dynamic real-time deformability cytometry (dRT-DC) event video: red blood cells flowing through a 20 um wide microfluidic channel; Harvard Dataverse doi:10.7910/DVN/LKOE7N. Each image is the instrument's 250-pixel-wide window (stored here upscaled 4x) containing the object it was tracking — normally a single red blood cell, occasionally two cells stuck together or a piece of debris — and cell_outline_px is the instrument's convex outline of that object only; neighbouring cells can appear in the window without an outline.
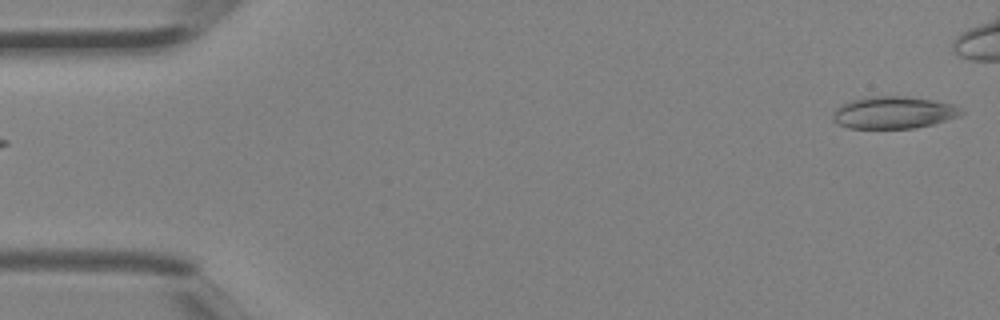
{"species": "Egyptian fruit bat (a non-hibernating species)", "species_latin": "Rousettus aegyptiacus", "temperature_condition": "room temperature", "stored_images_in_passage": 2, "camera_frame_rate_fps": 3000, "um_per_image_px": 0.085, "animal": {"sex": "female"}, "frame": {"image": 1, "passage_image": 2, "time_ms": 0.333, "image_size_px": [1000, 320], "cell_outline_px": [[964, 112], [960, 116], [932, 124], [916, 128], [848, 128], [832, 120], [832, 112], [840, 104], [852, 100], [872, 96], [904, 96], [932, 100], [952, 104], [960, 108]], "centroid_in_image_um": [75.93, 9.56], "position_along_channel_um": 9.1, "area_um2": 24.04}}